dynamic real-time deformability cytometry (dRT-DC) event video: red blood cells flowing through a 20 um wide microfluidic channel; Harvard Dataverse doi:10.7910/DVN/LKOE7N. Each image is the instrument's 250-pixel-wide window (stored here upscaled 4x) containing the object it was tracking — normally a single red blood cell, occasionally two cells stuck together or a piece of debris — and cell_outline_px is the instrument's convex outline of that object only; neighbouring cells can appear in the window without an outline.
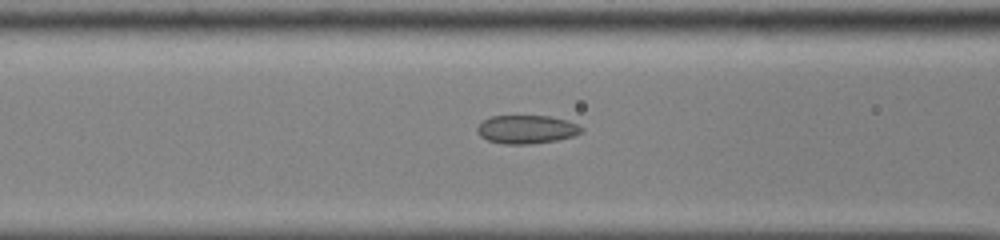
{"species": "common noctule bat (a hibernating species)", "species_latin": "Nyctalus noctula", "temperature_condition": "cold", "stored_images_in_passage": 54, "camera_frame_rate_fps": 3000, "um_per_image_px": 0.085, "animal": {"sex": "male", "body_mass_g": 13.0, "forearm_length_mm": 53.1}, "frame": {"image": 1, "passage_image": 24, "time_ms": 7.667, "image_size_px": [1000, 240], "cell_outline_px": [[584, 132], [572, 136], [556, 140], [532, 144], [504, 144], [488, 140], [480, 136], [476, 132], [476, 128], [484, 120], [492, 116], [552, 116], [568, 120], [584, 128]], "centroid_in_image_um": [44.78, 11.0], "position_along_channel_um": 121.8, "area_um2": 17.34}}
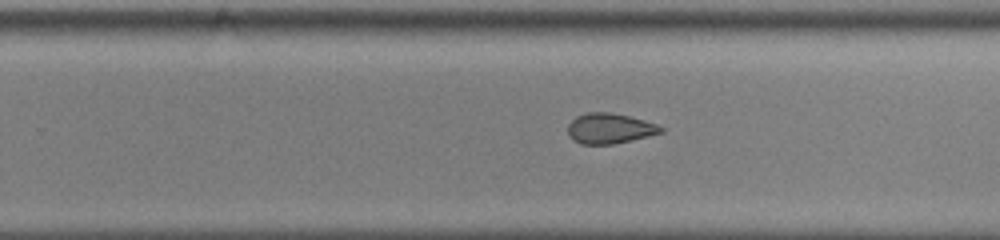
{"frame": {"image": 2, "passage_image": 36, "time_ms": 11.667, "image_size_px": [1000, 240], "cell_outline_px": [[664, 132], [632, 140], [612, 144], [580, 144], [572, 140], [568, 136], [568, 124], [576, 116], [584, 112], [608, 112], [628, 116], [644, 120], [656, 124], [664, 128]], "centroid_in_image_um": [51.79, 10.92], "position_along_channel_um": 278.0, "area_um2": 16.53}}
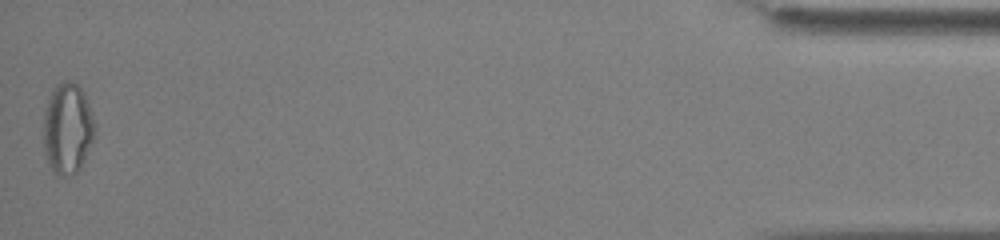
{"frame": {"image": 3, "passage_image": 54, "time_ms": 17.667, "image_size_px": [1000, 240], "cell_outline_px": [[96, 128], [92, 140], [84, 160], [80, 168], [76, 172], [68, 176], [56, 176], [52, 172], [48, 164], [44, 152], [44, 112], [48, 100], [56, 84], [68, 80], [72, 80], [84, 92], [92, 112], [96, 124]], "centroid_in_image_um": [5.74, 10.94], "position_along_channel_um": 429.5, "area_um2": 27.4}, "authors_computed_cell_mechanics": {"area_um2": 19.6809, "velocity_mm_per_s": 3.9052, "shape_relaxation_time_tau1_ms": 8.4276, "shape_relaxation_time_tau2_ms": 3.0655, "deformation_change_tau1": 0.1245, "deformation_change_tau2": 0.0864}}